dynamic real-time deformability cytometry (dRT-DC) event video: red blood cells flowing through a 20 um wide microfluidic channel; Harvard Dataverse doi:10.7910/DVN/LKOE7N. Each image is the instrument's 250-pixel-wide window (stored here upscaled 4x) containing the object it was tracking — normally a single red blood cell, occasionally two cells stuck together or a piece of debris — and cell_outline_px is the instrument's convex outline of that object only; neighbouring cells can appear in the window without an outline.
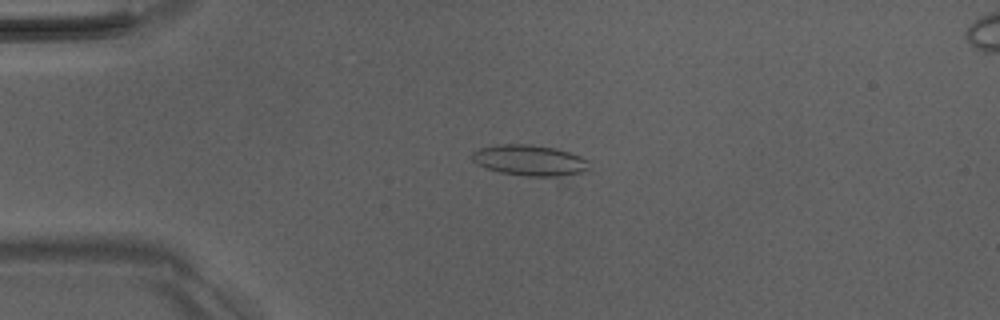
{"species": "Egyptian fruit bat (a non-hibernating species)", "species_latin": "Rousettus aegyptiacus", "temperature_condition": "room temperature", "stored_images_in_passage": 5, "camera_frame_rate_fps": 3000, "um_per_image_px": 0.085, "animal": {"sex": "male"}, "frame": {"image": 1, "passage_image": 3, "time_ms": 2.333, "image_size_px": [1000, 320], "cell_outline_px": [[588, 168], [568, 188], [500, 172], [488, 168], [472, 160], [472, 152], [480, 148], [496, 144], [528, 144], [556, 148], [580, 156], [588, 160]], "centroid_in_image_um": [45.31, 13.83], "position_along_channel_um": 39.7, "area_um2": 23.99}}